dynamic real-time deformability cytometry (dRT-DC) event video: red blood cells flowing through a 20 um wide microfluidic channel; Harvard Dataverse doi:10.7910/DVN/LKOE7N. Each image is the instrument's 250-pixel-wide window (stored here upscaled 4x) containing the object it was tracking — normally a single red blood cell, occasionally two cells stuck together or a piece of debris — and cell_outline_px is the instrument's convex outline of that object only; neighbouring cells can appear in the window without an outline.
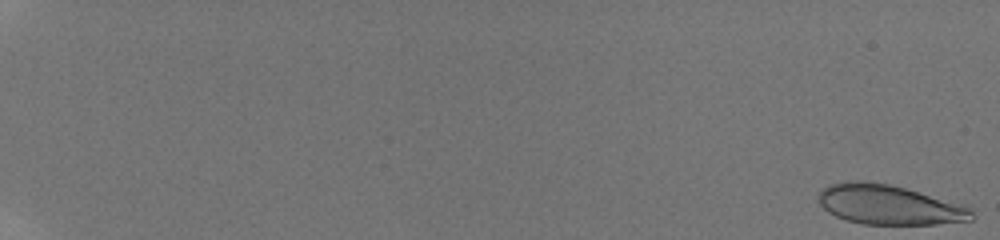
{"species": "human", "species_latin": "Homo sapiens", "temperature_condition": "room temperature", "stored_images_in_passage": 51, "camera_frame_rate_fps": 3000, "um_per_image_px": 0.085, "donor": {"sex": "male"}, "frame": {"image": 1, "passage_image": 1, "time_ms": 0.0, "image_size_px": [1000, 240], "cell_outline_px": [[972, 220], [936, 224], [864, 224], [844, 220], [828, 212], [820, 204], [820, 192], [828, 184], [848, 180], [864, 180], [888, 184], [904, 188], [964, 204], [972, 212]], "centroid_in_image_um": [75.55, 17.4], "position_along_channel_um": 9.5, "area_um2": 35.32}}
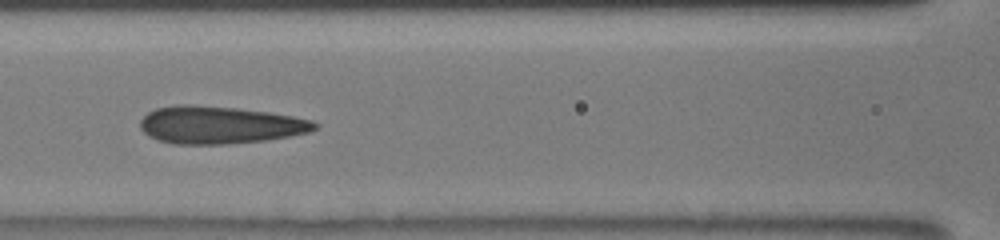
{"frame": {"image": 2, "passage_image": 29, "time_ms": 9.333, "image_size_px": [1000, 240], "cell_outline_px": [[320, 124], [316, 128], [308, 132], [288, 136], [264, 140], [228, 144], [172, 144], [156, 140], [148, 136], [140, 128], [140, 120], [148, 112], [156, 108], [176, 104], [192, 104], [236, 108], [268, 112], [292, 116], [312, 120]], "centroid_in_image_um": [18.63, 10.62], "position_along_channel_um": 148.0, "area_um2": 38.26}}
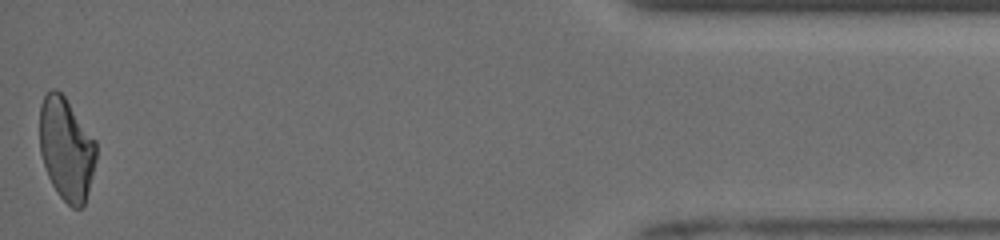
{"frame": {"image": 3, "passage_image": 51, "time_ms": 16.667, "image_size_px": [1000, 240], "cell_outline_px": [[96, 160], [92, 176], [84, 204], [80, 208], [72, 208], [60, 196], [52, 184], [48, 176], [40, 152], [40, 104], [44, 96], [52, 88], [56, 88], [64, 96], [96, 140]], "centroid_in_image_um": [5.64, 12.64], "position_along_channel_um": 429.6, "area_um2": 33.64}, "authors_computed_cell_mechanics": {"area_um2": 36.0094, "velocity_mm_per_s": 4.0192, "shape_relaxation_time_tau1_ms": 5.0108, "shape_relaxation_time_tau2_ms": 1.0888, "deformation_change_tau1": 0.1914, "deformation_change_tau2": 0.1133}}